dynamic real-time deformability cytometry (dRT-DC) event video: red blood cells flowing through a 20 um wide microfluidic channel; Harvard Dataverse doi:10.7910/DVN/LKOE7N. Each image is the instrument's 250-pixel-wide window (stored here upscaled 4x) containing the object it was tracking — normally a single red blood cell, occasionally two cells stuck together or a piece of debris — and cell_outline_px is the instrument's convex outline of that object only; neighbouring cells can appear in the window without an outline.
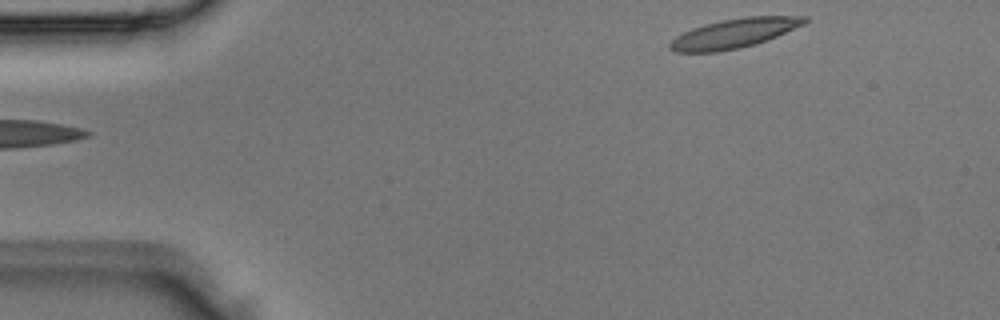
{"species": "Egyptian fruit bat (a non-hibernating species)", "species_latin": "Rousettus aegyptiacus", "temperature_condition": "room temperature", "stored_images_in_passage": 2, "camera_frame_rate_fps": 3000, "um_per_image_px": 0.085, "animal": {"sex": "male"}, "frame": {"image": 1, "passage_image": 1, "time_ms": 0.0, "image_size_px": [1000, 320], "cell_outline_px": [[808, 20], [804, 24], [768, 40], [740, 48], [716, 52], [676, 52], [668, 48], [668, 44], [676, 36], [692, 28], [724, 20], [748, 16], [808, 16]], "centroid_in_image_um": [62.41, 2.84], "position_along_channel_um": 22.6, "area_um2": 22.83}}